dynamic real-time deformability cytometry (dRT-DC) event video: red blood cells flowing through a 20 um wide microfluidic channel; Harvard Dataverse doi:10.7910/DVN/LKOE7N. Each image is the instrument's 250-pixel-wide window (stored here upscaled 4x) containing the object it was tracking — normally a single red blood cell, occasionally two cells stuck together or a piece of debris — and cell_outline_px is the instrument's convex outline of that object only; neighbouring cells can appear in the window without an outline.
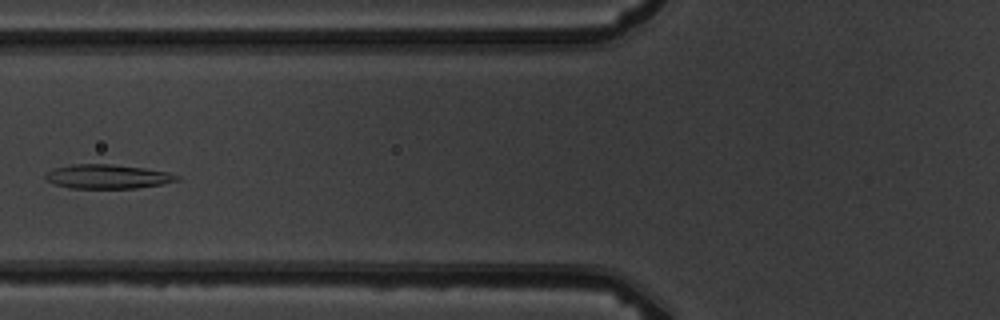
{"species": "common noctule bat (a hibernating species)", "species_latin": "Nyctalus noctula", "temperature_condition": "warm", "stored_images_in_passage": 6, "camera_frame_rate_fps": 3000, "um_per_image_px": 0.085, "animal": {"sex": "male", "body_mass_g": 19.5, "forearm_length_mm": 54.6}, "frame": {"image": 1, "passage_image": 6, "time_ms": 5.667, "image_size_px": [1000, 320], "cell_outline_px": [[180, 180], [160, 184], [136, 188], [68, 188], [56, 184], [48, 180], [44, 176], [48, 172], [56, 168], [72, 164], [112, 164], [144, 168], [168, 172], [180, 176]], "centroid_in_image_um": [9.17, 15.0], "position_along_channel_um": 116.6, "area_um2": 18.32}}